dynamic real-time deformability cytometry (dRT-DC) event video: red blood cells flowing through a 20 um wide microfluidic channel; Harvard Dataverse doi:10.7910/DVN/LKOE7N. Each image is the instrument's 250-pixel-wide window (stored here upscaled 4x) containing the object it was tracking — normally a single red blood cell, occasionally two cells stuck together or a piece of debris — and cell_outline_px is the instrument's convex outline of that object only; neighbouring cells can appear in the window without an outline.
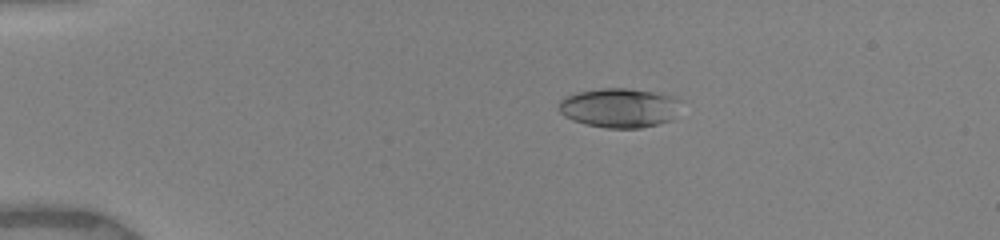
{"species": "human", "species_latin": "Homo sapiens", "temperature_condition": "warm", "stored_images_in_passage": 30, "camera_frame_rate_fps": 3000, "um_per_image_px": 0.085, "donor": {"sex": "female"}, "frame": {"image": 1, "passage_image": 11, "time_ms": 3.0, "image_size_px": [1000, 240], "cell_outline_px": [[680, 100], [672, 120], [640, 128], [608, 128], [584, 124], [572, 120], [564, 116], [560, 112], [560, 100], [576, 92], [600, 88], [628, 88], [676, 96]], "centroid_in_image_um": [52.63, 9.16], "position_along_channel_um": 32.4, "area_um2": 27.92}}
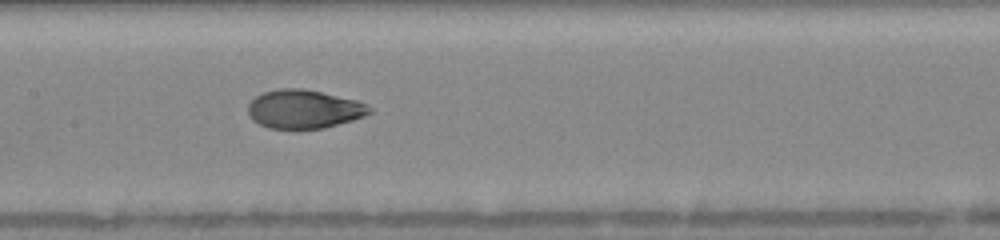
{"frame": {"image": 2, "passage_image": 26, "time_ms": 8.333, "image_size_px": [1000, 240], "cell_outline_px": [[372, 112], [364, 116], [352, 120], [324, 128], [268, 128], [252, 120], [248, 112], [248, 104], [256, 96], [264, 92], [276, 88], [304, 88], [356, 100], [372, 108]], "centroid_in_image_um": [25.82, 9.26], "position_along_channel_um": 181.6, "area_um2": 27.22}}
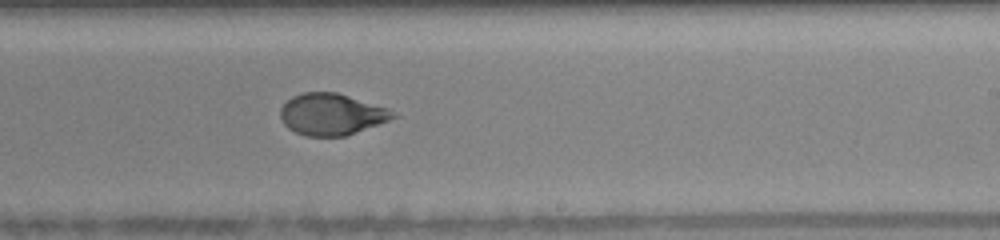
{"frame": {"image": 3, "passage_image": 30, "time_ms": 10.333, "image_size_px": [1000, 240], "cell_outline_px": [[400, 116], [348, 136], [308, 136], [296, 132], [288, 128], [284, 124], [280, 116], [280, 108], [292, 96], [304, 92], [336, 92], [388, 108]], "centroid_in_image_um": [28.2, 9.72], "position_along_channel_um": 260.8, "area_um2": 27.34}}